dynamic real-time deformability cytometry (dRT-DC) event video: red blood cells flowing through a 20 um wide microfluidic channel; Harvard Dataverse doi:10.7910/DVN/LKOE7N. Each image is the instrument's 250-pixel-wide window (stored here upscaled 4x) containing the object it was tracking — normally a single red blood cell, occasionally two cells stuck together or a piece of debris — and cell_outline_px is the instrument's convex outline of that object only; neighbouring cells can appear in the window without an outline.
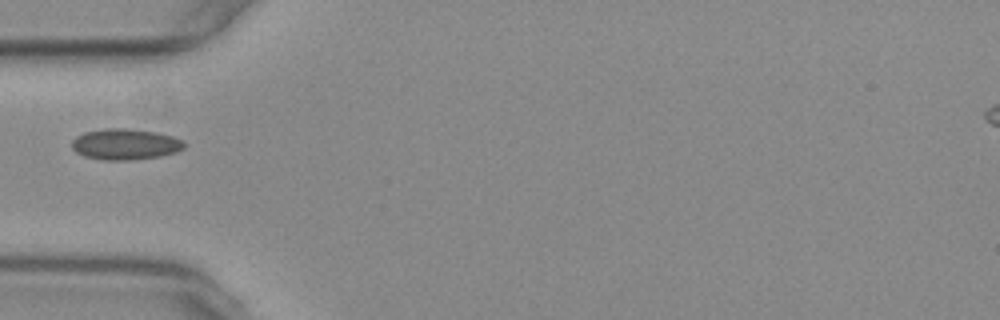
{"species": "common noctule bat (a hibernating species)", "species_latin": "Nyctalus noctula", "temperature_condition": "warm", "stored_images_in_passage": 26, "camera_frame_rate_fps": 3000, "um_per_image_px": 0.085, "animal": {"sex": "female", "body_mass_g": 29.2, "forearm_length_mm": 56.3}, "frame": {"image": 1, "passage_image": 1, "time_ms": 0.0, "image_size_px": [1000, 320], "cell_outline_px": [[184, 148], [176, 152], [160, 156], [132, 160], [104, 160], [84, 156], [76, 152], [72, 148], [72, 140], [76, 136], [84, 132], [108, 128], [124, 128], [156, 132], [172, 136], [184, 140]], "centroid_in_image_um": [10.64, 12.26], "position_along_channel_um": 74.4, "area_um2": 20.29}}
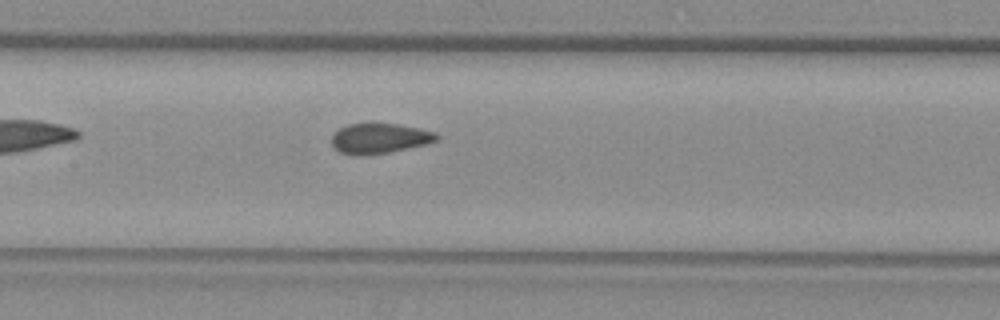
{"frame": {"image": 2, "passage_image": 9, "time_ms": 2.667, "image_size_px": [1000, 320], "cell_outline_px": [[440, 136], [436, 140], [424, 144], [388, 152], [364, 156], [356, 156], [340, 152], [332, 148], [332, 136], [340, 128], [348, 124], [396, 124], [420, 128], [436, 132]], "centroid_in_image_um": [32.23, 11.77], "position_along_channel_um": 175.2, "area_um2": 18.32}}
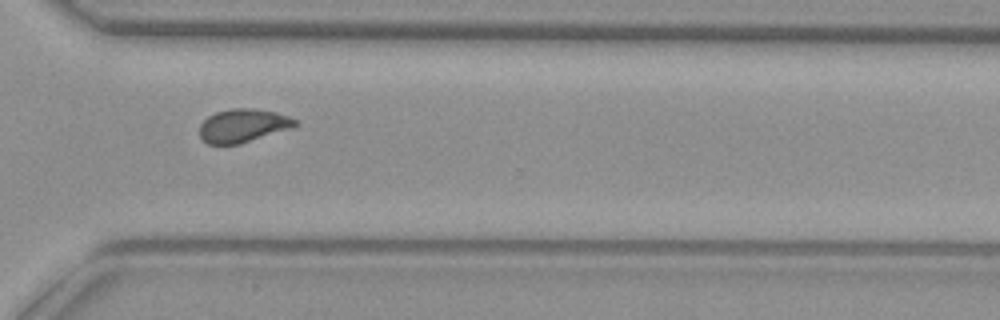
{"frame": {"image": 3, "passage_image": 23, "time_ms": 7.333, "image_size_px": [1000, 320], "cell_outline_px": [[300, 124], [292, 128], [240, 144], [208, 144], [200, 136], [200, 124], [208, 116], [216, 112], [232, 108], [252, 108], [276, 112], [288, 116], [296, 120]], "centroid_in_image_um": [20.67, 10.67], "position_along_channel_um": 349.9, "area_um2": 18.61}}